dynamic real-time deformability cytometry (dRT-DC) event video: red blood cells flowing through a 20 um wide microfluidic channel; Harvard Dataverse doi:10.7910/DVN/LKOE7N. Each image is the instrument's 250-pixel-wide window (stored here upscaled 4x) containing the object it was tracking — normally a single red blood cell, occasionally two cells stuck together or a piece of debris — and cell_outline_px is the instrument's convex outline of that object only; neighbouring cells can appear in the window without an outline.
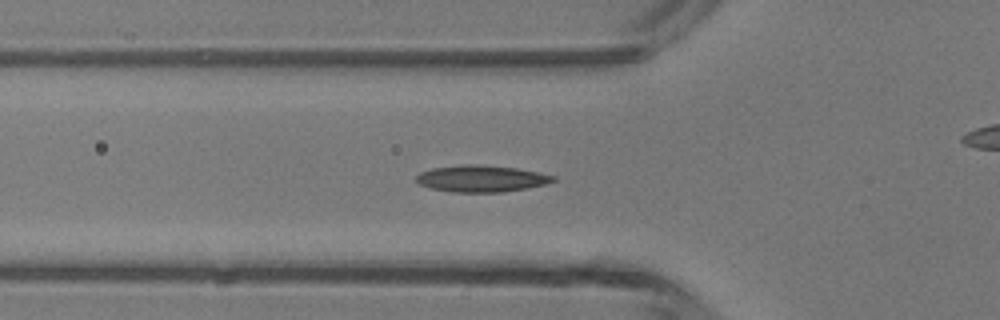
{"species": "common noctule bat (a hibernating species)", "species_latin": "Nyctalus noctula", "temperature_condition": "room temperature", "stored_images_in_passage": 41, "camera_frame_rate_fps": 3000, "um_per_image_px": 0.085, "animal": {"sex": "male", "body_mass_g": 13.3}, "frame": {"image": 1, "passage_image": 9, "time_ms": 2.667, "image_size_px": [1000, 320], "cell_outline_px": [[556, 180], [548, 184], [528, 188], [504, 192], [452, 192], [428, 188], [420, 184], [416, 180], [416, 176], [420, 172], [432, 168], [464, 164], [476, 164], [516, 168], [556, 176]], "centroid_in_image_um": [40.92, 15.19], "position_along_channel_um": 84.9, "area_um2": 21.39}}
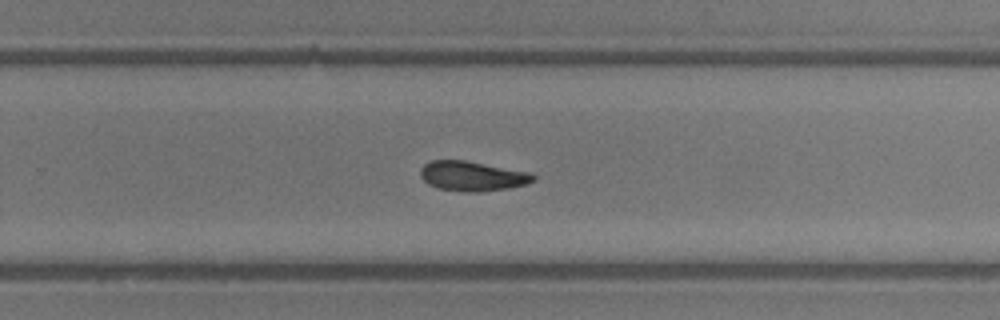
{"frame": {"image": 2, "passage_image": 23, "time_ms": 7.333, "image_size_px": [1000, 320], "cell_outline_px": [[536, 180], [524, 184], [508, 188], [480, 192], [468, 192], [436, 188], [428, 184], [420, 176], [420, 168], [424, 164], [432, 160], [464, 160], [528, 172], [536, 176]], "centroid_in_image_um": [40.11, 14.97], "position_along_channel_um": 289.7, "area_um2": 19.48}}
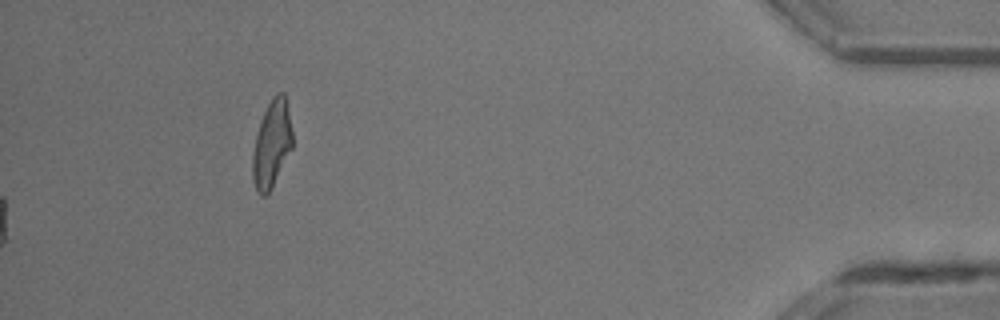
{"frame": {"image": 3, "passage_image": 41, "time_ms": 13.333, "image_size_px": [1000, 320], "cell_outline_px": [[292, 148], [272, 188], [264, 196], [260, 196], [256, 192], [252, 180], [252, 152], [260, 120], [272, 96], [276, 92], [284, 92], [292, 132]], "centroid_in_image_um": [23.07, 12.28], "position_along_channel_um": 412.1, "area_um2": 20.29}, "authors_computed_cell_mechanics": {"area_um2": 19.8832, "velocity_mm_per_s": 4.3758, "shape_relaxation_time_tau1_ms": 5.8726, "shape_relaxation_time_tau2_ms": null, "deformation_change_tau1": 0.1426, "deformation_change_tau2": null}}